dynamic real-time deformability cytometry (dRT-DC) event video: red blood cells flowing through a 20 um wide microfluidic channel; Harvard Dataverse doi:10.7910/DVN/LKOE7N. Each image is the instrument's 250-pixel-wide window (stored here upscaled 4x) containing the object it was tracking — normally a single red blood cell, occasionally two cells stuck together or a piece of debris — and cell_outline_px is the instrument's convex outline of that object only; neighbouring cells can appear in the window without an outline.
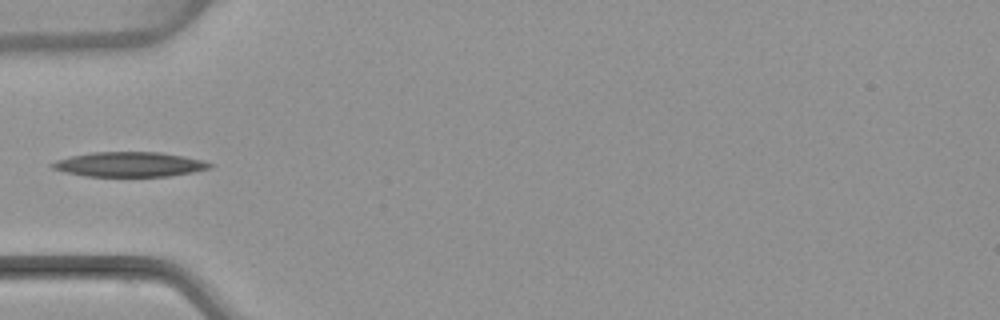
{"species": "common noctule bat (a hibernating species)", "species_latin": "Nyctalus noctula", "temperature_condition": "warm", "stored_images_in_passage": 3, "camera_frame_rate_fps": 3000, "um_per_image_px": 0.085, "animal": {"sex": "female", "body_mass_g": 22.7, "forearm_length_mm": 54.2}, "frame": {"image": 1, "passage_image": 3, "time_ms": 2.333, "image_size_px": [1000, 320], "cell_outline_px": [[212, 168], [192, 172], [168, 176], [84, 176], [64, 172], [52, 168], [52, 164], [56, 160], [72, 156], [92, 152], [160, 152], [184, 156], [200, 160], [212, 164]], "centroid_in_image_um": [11.0, 13.97], "position_along_channel_um": 74.0, "area_um2": 22.54}}